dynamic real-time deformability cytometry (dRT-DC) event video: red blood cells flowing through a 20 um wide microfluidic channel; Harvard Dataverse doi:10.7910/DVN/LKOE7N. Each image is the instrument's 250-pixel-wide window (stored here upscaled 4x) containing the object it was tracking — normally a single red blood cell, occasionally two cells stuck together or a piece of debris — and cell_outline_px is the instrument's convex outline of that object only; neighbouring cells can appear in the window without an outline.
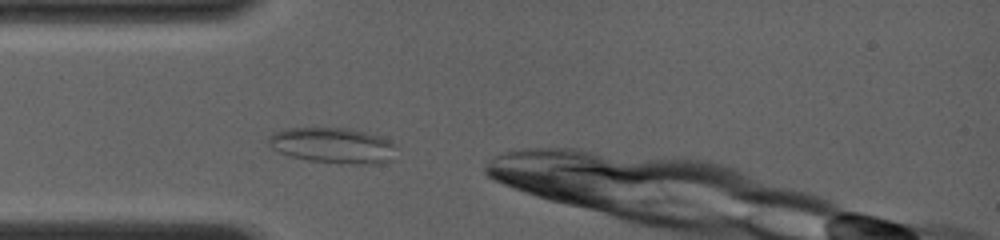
{"species": "common noctule bat (a hibernating species)", "species_latin": "Nyctalus noctula", "temperature_condition": "room temperature", "stored_images_in_passage": 35, "camera_frame_rate_fps": 4000, "um_per_image_px": 0.085, "animal": {"sex": "female", "body_mass_g": 19.0, "forearm_length_mm": 56.7}, "frame": {"image": 1, "passage_image": 1, "time_ms": 0.0, "image_size_px": [1000, 240], "cell_outline_px": [[396, 160], [376, 164], [340, 164], [308, 160], [288, 156], [272, 148], [268, 144], [268, 136], [272, 132], [284, 128], [348, 128], [380, 136], [396, 144]], "centroid_in_image_um": [28.32, 12.38], "position_along_channel_um": 56.7, "area_um2": 27.11}}
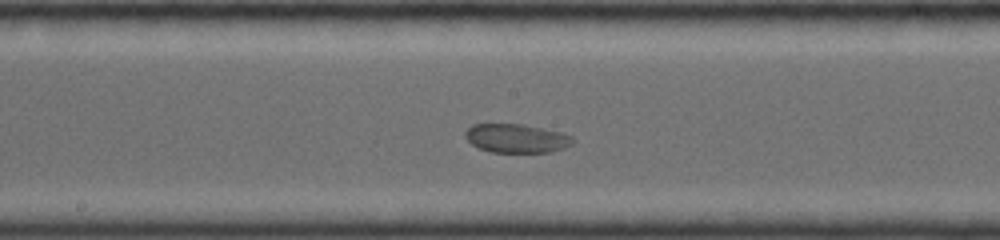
{"frame": {"image": 2, "passage_image": 14, "time_ms": 3.75, "image_size_px": [1000, 240], "cell_outline_px": [[576, 140], [572, 144], [564, 148], [552, 152], [492, 152], [480, 148], [472, 144], [464, 136], [464, 132], [472, 124], [520, 124], [560, 132], [572, 136]], "centroid_in_image_um": [43.91, 11.76], "position_along_channel_um": 204.3, "area_um2": 17.98}}
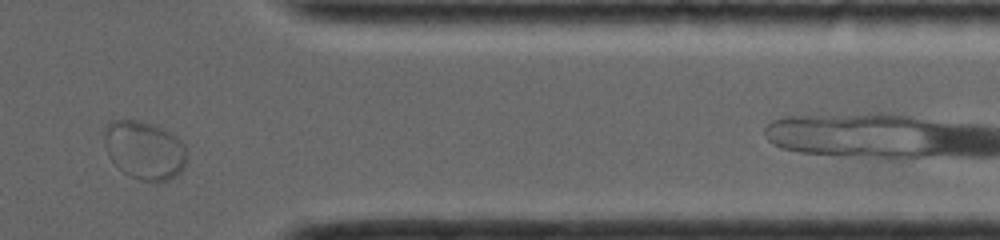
{"frame": {"image": 3, "passage_image": 31, "time_ms": 8.75, "image_size_px": [1000, 240], "cell_outline_px": [[188, 156], [184, 168], [176, 176], [160, 184], [156, 184], [140, 180], [124, 172], [108, 156], [104, 140], [104, 128], [108, 120], [140, 120], [152, 124], [172, 132], [184, 144]], "centroid_in_image_um": [12.31, 12.77], "position_along_channel_um": 399.1, "area_um2": 28.67}}